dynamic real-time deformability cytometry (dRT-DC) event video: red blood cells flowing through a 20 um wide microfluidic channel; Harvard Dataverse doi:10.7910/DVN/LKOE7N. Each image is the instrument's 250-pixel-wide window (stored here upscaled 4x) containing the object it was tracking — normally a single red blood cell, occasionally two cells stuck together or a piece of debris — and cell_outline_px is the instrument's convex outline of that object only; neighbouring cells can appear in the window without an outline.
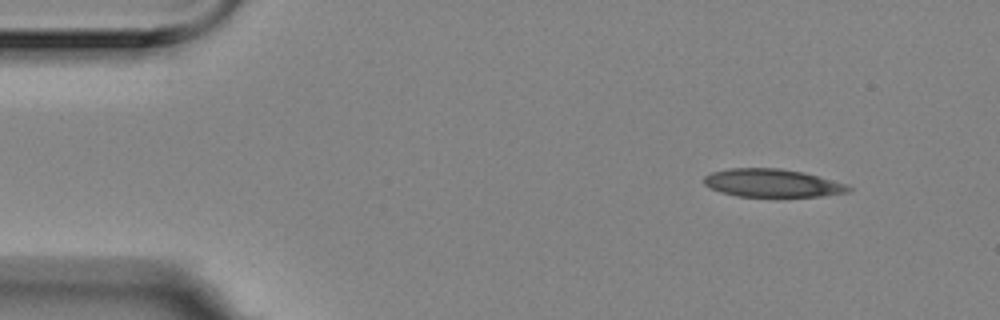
{"species": "Egyptian fruit bat (a non-hibernating species)", "species_latin": "Rousettus aegyptiacus", "temperature_condition": "room temperature", "stored_images_in_passage": 3, "camera_frame_rate_fps": 3000, "um_per_image_px": 0.085, "animal": {"sex": "female"}, "frame": {"image": 1, "passage_image": 1, "time_ms": 0.0, "image_size_px": [1000, 320], "cell_outline_px": [[852, 188], [848, 192], [820, 196], [736, 196], [720, 192], [708, 188], [704, 184], [704, 176], [712, 172], [728, 168], [780, 168], [804, 172], [848, 184]], "centroid_in_image_um": [65.62, 15.55], "position_along_channel_um": 19.4, "area_um2": 23.7}}